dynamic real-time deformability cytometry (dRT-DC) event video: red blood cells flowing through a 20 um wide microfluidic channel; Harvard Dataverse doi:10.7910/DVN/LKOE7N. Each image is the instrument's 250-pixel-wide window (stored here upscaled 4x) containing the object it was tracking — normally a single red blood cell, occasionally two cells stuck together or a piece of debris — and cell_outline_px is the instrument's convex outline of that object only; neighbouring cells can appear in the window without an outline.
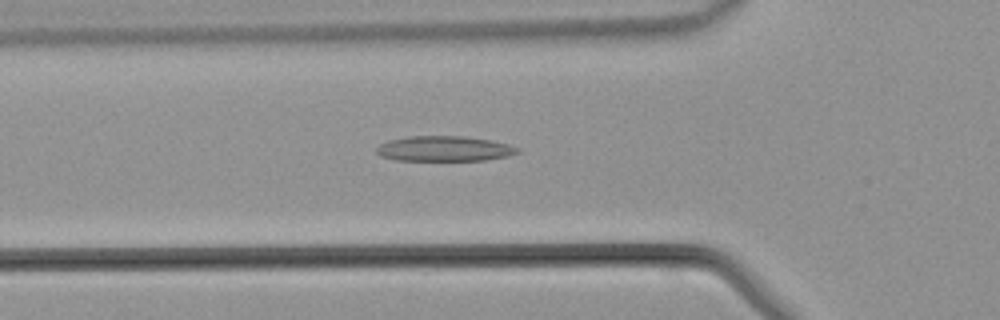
{"species": "common noctule bat (a hibernating species)", "species_latin": "Nyctalus noctula", "temperature_condition": "warm", "stored_images_in_passage": 41, "camera_frame_rate_fps": 3000, "um_per_image_px": 0.085, "animal": {"sex": "male", "body_mass_g": 21.5, "forearm_length_mm": 52.0}, "frame": {"image": 1, "passage_image": 12, "time_ms": 3.667, "image_size_px": [1000, 320], "cell_outline_px": [[520, 152], [508, 156], [484, 160], [396, 160], [380, 156], [376, 152], [376, 148], [380, 144], [392, 140], [408, 136], [460, 136], [488, 140], [508, 144], [520, 148]], "centroid_in_image_um": [37.77, 12.64], "position_along_channel_um": 88.0, "area_um2": 20.52}}
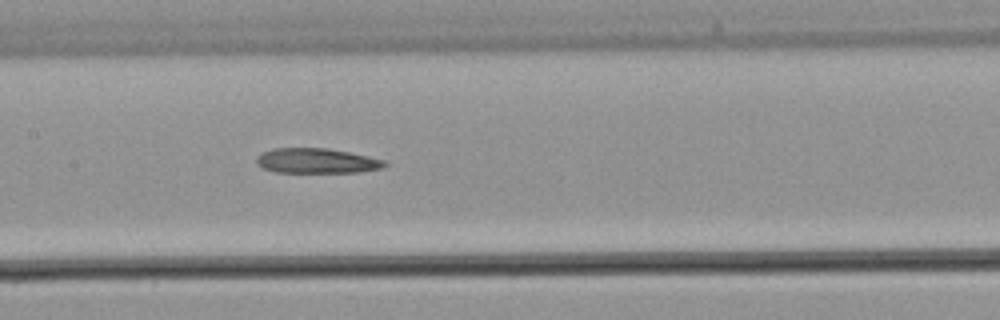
{"frame": {"image": 2, "passage_image": 18, "time_ms": 5.667, "image_size_px": [1000, 320], "cell_outline_px": [[388, 164], [384, 168], [360, 172], [276, 172], [264, 168], [256, 164], [256, 156], [272, 148], [328, 148], [348, 152], [384, 160]], "centroid_in_image_um": [26.91, 13.67], "position_along_channel_um": 180.5, "area_um2": 18.61}}
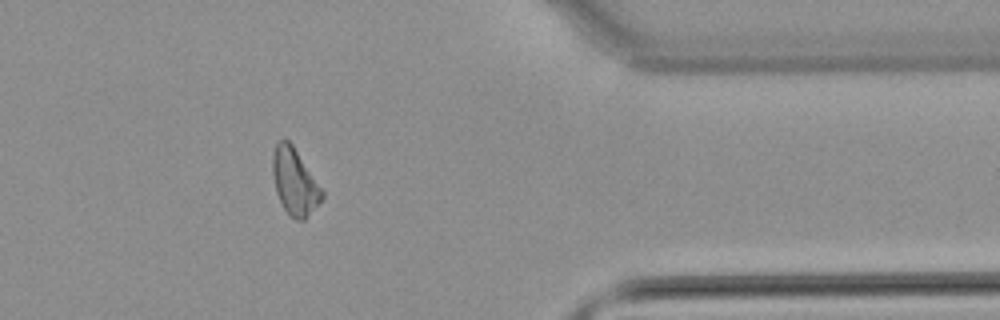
{"frame": {"image": 3, "passage_image": 33, "time_ms": 10.667, "image_size_px": [1000, 320], "cell_outline_px": [[324, 196], [304, 220], [296, 220], [288, 216], [276, 192], [272, 172], [272, 156], [276, 144], [280, 140], [288, 140], [292, 144], [324, 192]], "centroid_in_image_um": [25.03, 15.46], "position_along_channel_um": 386.4, "area_um2": 18.84}}